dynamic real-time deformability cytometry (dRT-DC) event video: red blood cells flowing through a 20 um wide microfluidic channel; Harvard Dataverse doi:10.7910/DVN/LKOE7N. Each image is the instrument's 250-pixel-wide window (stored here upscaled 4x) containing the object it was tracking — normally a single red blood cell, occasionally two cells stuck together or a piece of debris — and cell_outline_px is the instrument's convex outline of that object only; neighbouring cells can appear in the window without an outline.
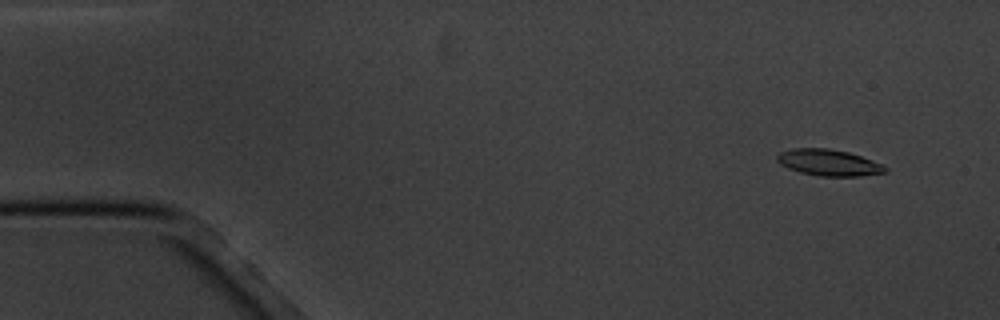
{"species": "common noctule bat (a hibernating species)", "species_latin": "Nyctalus noctula", "temperature_condition": "cold", "stored_images_in_passage": 12, "camera_frame_rate_fps": 3000, "um_per_image_px": 0.085, "animal": {"sex": "male", "body_mass_g": 20.1, "forearm_length_mm": 53.5}, "frame": {"image": 1, "passage_image": 2, "time_ms": 1.0, "image_size_px": [1000, 320], "cell_outline_px": [[888, 172], [860, 176], [820, 176], [800, 172], [788, 168], [780, 164], [776, 160], [776, 156], [780, 152], [792, 148], [828, 148], [848, 152], [872, 160], [888, 168]], "centroid_in_image_um": [70.42, 13.82], "position_along_channel_um": 14.6, "area_um2": 16.59}}
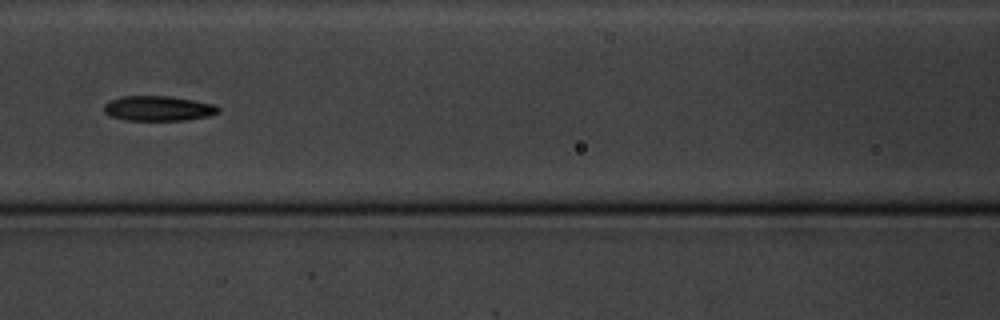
{"frame": {"image": 2, "passage_image": 8, "time_ms": 8.0, "image_size_px": [1000, 320], "cell_outline_px": [[220, 112], [208, 116], [188, 120], [124, 120], [112, 116], [104, 112], [104, 104], [112, 100], [124, 96], [168, 96], [216, 104], [220, 108]], "centroid_in_image_um": [13.49, 9.22], "position_along_channel_um": 153.1, "area_um2": 16.59}}
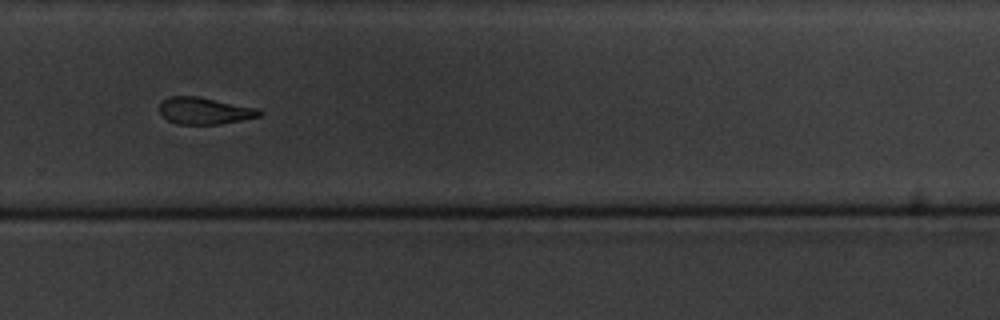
{"frame": {"image": 3, "passage_image": 12, "time_ms": 12.667, "image_size_px": [1000, 320], "cell_outline_px": [[264, 112], [260, 116], [220, 124], [180, 124], [168, 120], [160, 112], [160, 104], [168, 96], [196, 96], [256, 108]], "centroid_in_image_um": [17.38, 9.42], "position_along_channel_um": 312.4, "area_um2": 15.32}}